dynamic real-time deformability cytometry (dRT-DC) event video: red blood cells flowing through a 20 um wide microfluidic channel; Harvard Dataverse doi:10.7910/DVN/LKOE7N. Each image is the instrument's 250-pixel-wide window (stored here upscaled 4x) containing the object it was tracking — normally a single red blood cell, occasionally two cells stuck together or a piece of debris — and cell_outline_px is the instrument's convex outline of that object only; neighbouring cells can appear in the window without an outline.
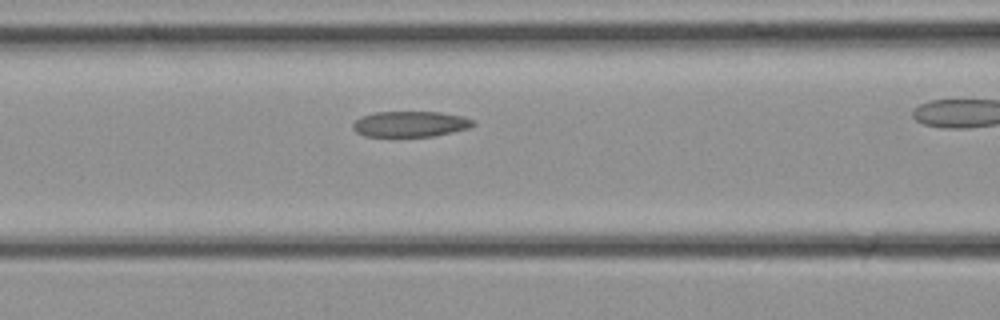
{"species": "common noctule bat (a hibernating species)", "species_latin": "Nyctalus noctula", "temperature_condition": "cold", "stored_images_in_passage": 23, "camera_frame_rate_fps": 3000, "um_per_image_px": 0.085, "animal": {"sex": "female", "body_mass_g": 21.9}, "frame": {"image": 1, "passage_image": 10, "time_ms": 3.0, "image_size_px": [1000, 320], "cell_outline_px": [[476, 124], [468, 128], [452, 132], [432, 136], [392, 140], [364, 136], [356, 132], [352, 128], [352, 124], [356, 120], [364, 116], [376, 112], [440, 112], [460, 116], [472, 120]], "centroid_in_image_um": [34.79, 10.6], "position_along_channel_um": 131.8, "area_um2": 18.73}}
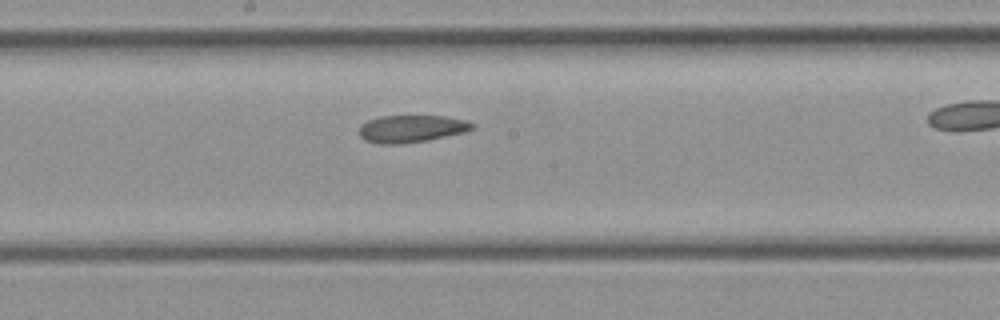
{"frame": {"image": 2, "passage_image": 14, "time_ms": 4.333, "image_size_px": [1000, 320], "cell_outline_px": [[476, 128], [464, 132], [428, 140], [400, 144], [380, 144], [364, 140], [360, 136], [360, 124], [368, 120], [380, 116], [444, 116], [468, 120], [476, 124]], "centroid_in_image_um": [35.0, 10.94], "position_along_channel_um": 213.2, "area_um2": 18.15}}
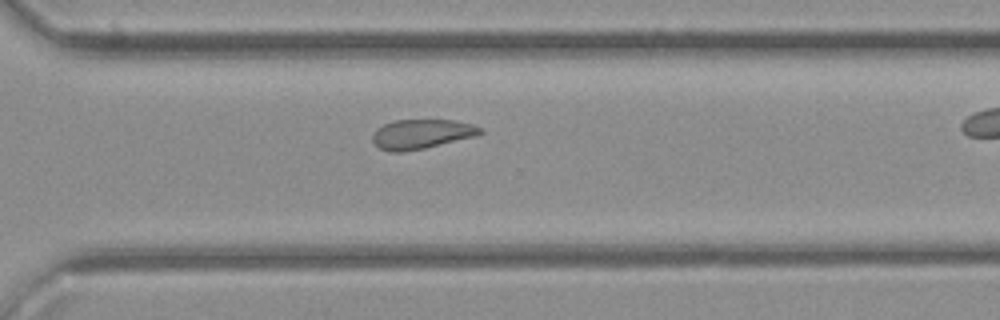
{"frame": {"image": 3, "passage_image": 20, "time_ms": 6.333, "image_size_px": [1000, 320], "cell_outline_px": [[484, 132], [476, 136], [424, 148], [400, 152], [388, 152], [380, 148], [372, 140], [372, 136], [376, 128], [384, 124], [396, 120], [452, 120], [472, 124], [484, 128]], "centroid_in_image_um": [35.84, 11.39], "position_along_channel_um": 334.8, "area_um2": 18.5}}